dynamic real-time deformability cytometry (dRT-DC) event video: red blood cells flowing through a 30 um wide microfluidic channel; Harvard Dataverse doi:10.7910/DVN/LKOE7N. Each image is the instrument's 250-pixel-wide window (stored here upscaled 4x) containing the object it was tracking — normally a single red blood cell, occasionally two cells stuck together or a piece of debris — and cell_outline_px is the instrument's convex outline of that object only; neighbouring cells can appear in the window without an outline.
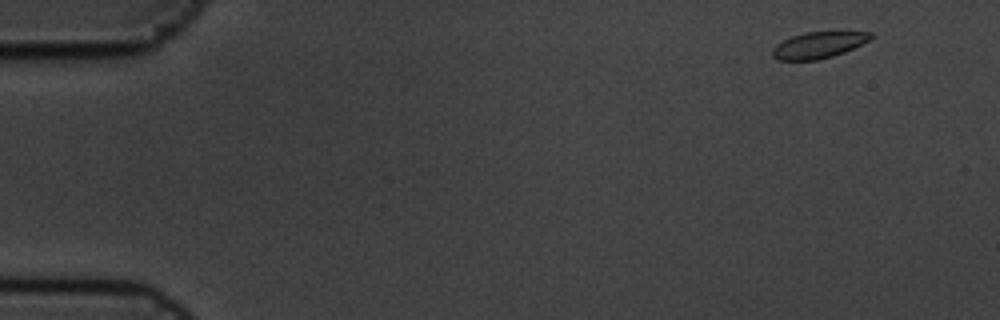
{"species": "common noctule bat (a hibernating species)", "species_latin": "Nyctalus noctula", "temperature_condition": "cold", "stored_images_in_passage": 6, "camera_frame_rate_fps": 3000, "um_per_image_px": 0.085, "animal": {"sex": "male", "body_mass_g": 19.5, "forearm_length_mm": 54.6}, "frame": {"image": 1, "passage_image": 1, "time_ms": 0.0, "image_size_px": [1000, 320], "cell_outline_px": [[872, 36], [868, 40], [844, 52], [832, 56], [816, 60], [780, 60], [772, 56], [772, 48], [776, 44], [792, 36], [804, 32], [872, 32]], "centroid_in_image_um": [69.52, 3.83], "position_along_channel_um": 15.5, "area_um2": 14.8}}
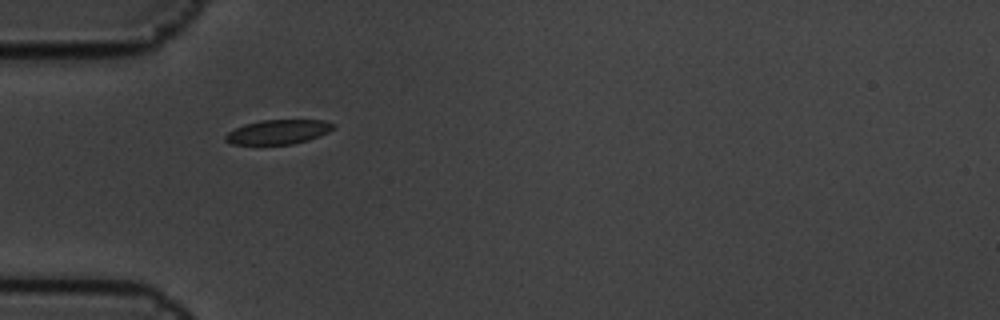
{"frame": {"image": 2, "passage_image": 5, "time_ms": 1.333, "image_size_px": [1000, 320], "cell_outline_px": [[336, 124], [328, 132], [320, 136], [308, 140], [292, 144], [232, 144], [224, 140], [224, 136], [228, 132], [244, 124], [260, 120], [324, 120]], "centroid_in_image_um": [23.64, 11.21], "position_along_channel_um": 61.4, "area_um2": 15.32}}
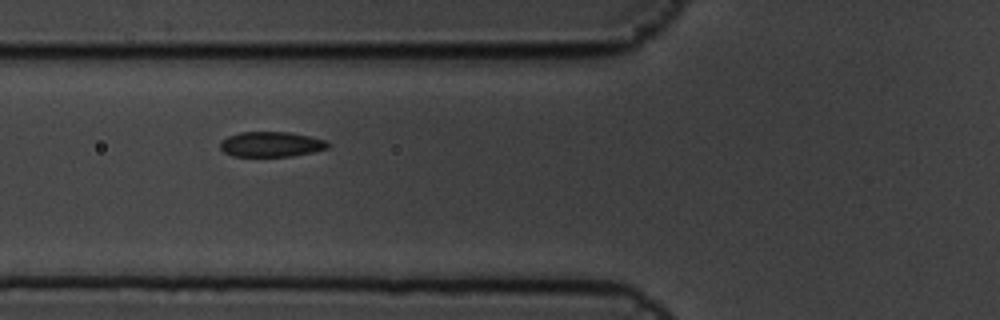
{"frame": {"image": 3, "passage_image": 6, "time_ms": 1.667, "image_size_px": [1000, 320], "cell_outline_px": [[328, 148], [312, 152], [292, 156], [232, 156], [224, 152], [220, 148], [220, 140], [228, 136], [240, 132], [292, 132], [324, 140], [328, 144]], "centroid_in_image_um": [23.0, 12.26], "position_along_channel_um": 102.8, "area_um2": 15.72}}